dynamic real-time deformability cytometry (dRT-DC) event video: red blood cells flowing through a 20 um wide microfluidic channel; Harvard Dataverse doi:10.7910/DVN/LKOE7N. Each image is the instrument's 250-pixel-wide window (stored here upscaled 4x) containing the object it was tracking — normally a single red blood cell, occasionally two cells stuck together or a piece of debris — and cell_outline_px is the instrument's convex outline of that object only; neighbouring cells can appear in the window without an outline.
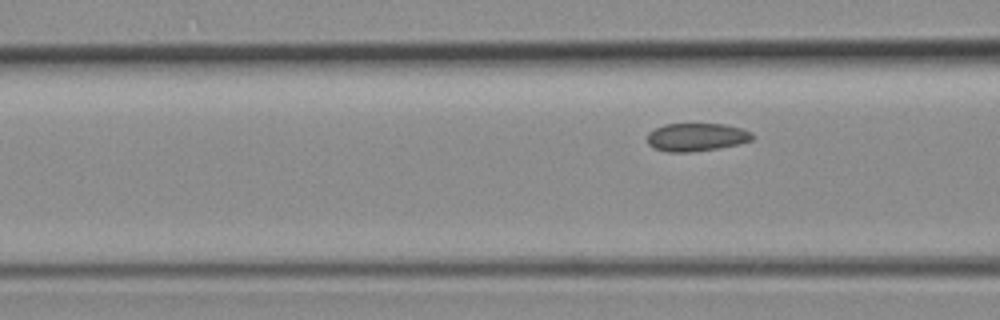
{"species": "common noctule bat (a hibernating species)", "species_latin": "Nyctalus noctula", "temperature_condition": "room temperature", "stored_images_in_passage": 6, "camera_frame_rate_fps": 3000, "um_per_image_px": 0.085, "animal": {"sex": "female", "body_mass_g": 19.3, "forearm_length_mm": 54.1}, "frame": {"image": 1, "passage_image": 6, "time_ms": 7.333, "image_size_px": [1000, 320], "cell_outline_px": [[756, 136], [752, 140], [740, 144], [716, 148], [688, 152], [668, 152], [656, 148], [648, 144], [648, 132], [664, 124], [724, 124], [740, 128], [752, 132]], "centroid_in_image_um": [59.23, 11.65], "position_along_channel_um": 107.4, "area_um2": 17.11}}